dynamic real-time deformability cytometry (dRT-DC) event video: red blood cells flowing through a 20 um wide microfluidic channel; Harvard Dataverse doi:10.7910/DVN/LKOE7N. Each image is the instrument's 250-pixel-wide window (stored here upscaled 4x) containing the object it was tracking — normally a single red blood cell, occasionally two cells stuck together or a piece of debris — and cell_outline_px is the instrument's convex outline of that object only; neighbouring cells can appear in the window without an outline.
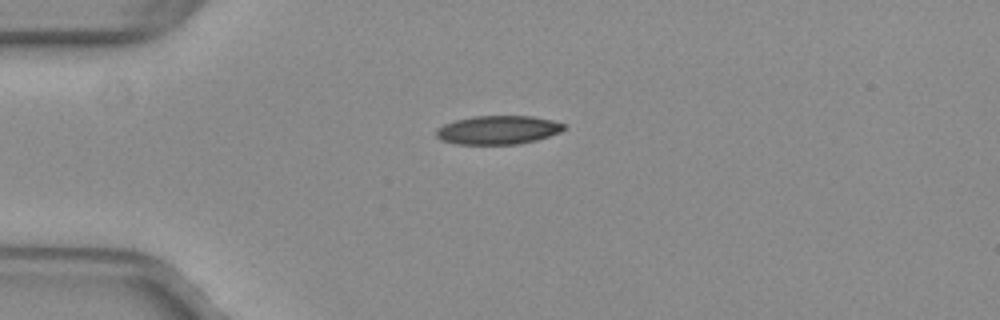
{"species": "common noctule bat (a hibernating species)", "species_latin": "Nyctalus noctula", "temperature_condition": "warm", "stored_images_in_passage": 35, "camera_frame_rate_fps": 3000, "um_per_image_px": 0.085, "animal": {"sex": "female", "body_mass_g": 29.2, "forearm_length_mm": 56.3}, "frame": {"image": 1, "passage_image": 1, "time_ms": 0.0, "image_size_px": [1000, 320], "cell_outline_px": [[564, 128], [560, 132], [536, 140], [516, 144], [456, 144], [440, 140], [436, 136], [436, 128], [444, 124], [456, 120], [472, 116], [532, 116], [552, 120], [564, 124]], "centroid_in_image_um": [42.29, 11.04], "position_along_channel_um": 42.7, "area_um2": 21.27}}
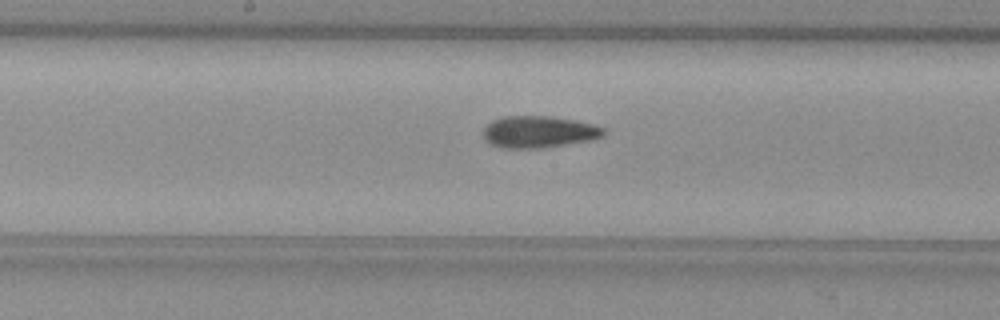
{"frame": {"image": 2, "passage_image": 15, "time_ms": 4.667, "image_size_px": [1000, 320], "cell_outline_px": [[608, 132], [604, 136], [592, 140], [544, 148], [500, 148], [484, 140], [484, 128], [492, 120], [504, 116], [548, 116], [576, 120], [592, 124], [604, 128]], "centroid_in_image_um": [45.83, 11.21], "position_along_channel_um": 202.4, "area_um2": 22.54}}
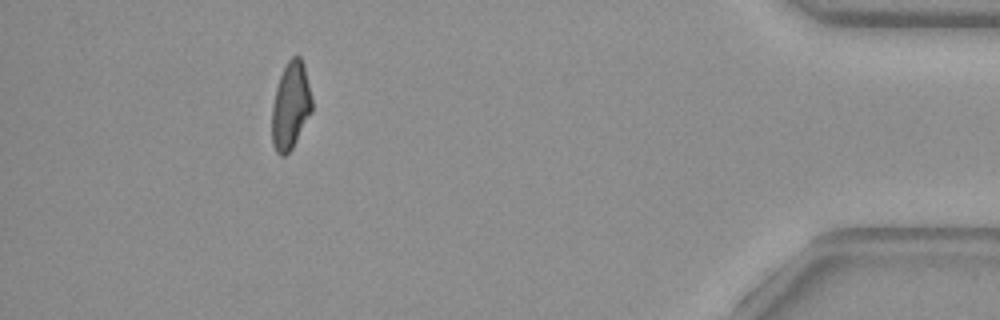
{"frame": {"image": 3, "passage_image": 35, "time_ms": 11.333, "image_size_px": [1000, 320], "cell_outline_px": [[312, 112], [292, 148], [284, 156], [280, 156], [276, 152], [272, 144], [272, 108], [276, 88], [280, 76], [288, 60], [292, 56], [300, 56], [304, 64], [312, 100]], "centroid_in_image_um": [24.7, 9.0], "position_along_channel_um": 410.5, "area_um2": 20.29}, "authors_computed_cell_mechanics": {"area_um2": 21.5016, "velocity_mm_per_s": 3.9956, "shape_relaxation_time_tau1_ms": null, "shape_relaxation_time_tau2_ms": 3.5454, "deformation_change_tau1": null, "deformation_change_tau2": 0.0956}}